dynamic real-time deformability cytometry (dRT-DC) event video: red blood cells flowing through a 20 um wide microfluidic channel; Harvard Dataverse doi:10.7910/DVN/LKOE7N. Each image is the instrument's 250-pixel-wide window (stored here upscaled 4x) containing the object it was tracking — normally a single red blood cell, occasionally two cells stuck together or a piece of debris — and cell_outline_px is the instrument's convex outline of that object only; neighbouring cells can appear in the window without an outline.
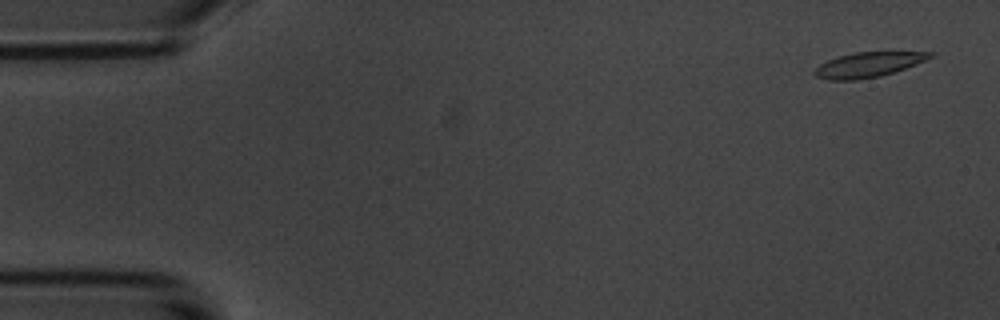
{"species": "common noctule bat (a hibernating species)", "species_latin": "Nyctalus noctula", "temperature_condition": "room temperature", "stored_images_in_passage": 55, "camera_frame_rate_fps": 3000, "um_per_image_px": 0.085, "animal": {"sex": "male", "body_mass_g": 20.1, "forearm_length_mm": 53.5}, "frame": {"image": 1, "passage_image": 1, "time_ms": 0.0, "image_size_px": [1000, 320], "cell_outline_px": [[936, 56], [916, 64], [880, 76], [856, 80], [828, 80], [816, 76], [812, 72], [820, 64], [836, 56], [856, 52], [936, 52]], "centroid_in_image_um": [73.8, 5.49], "position_along_channel_um": 11.2, "area_um2": 16.76}}
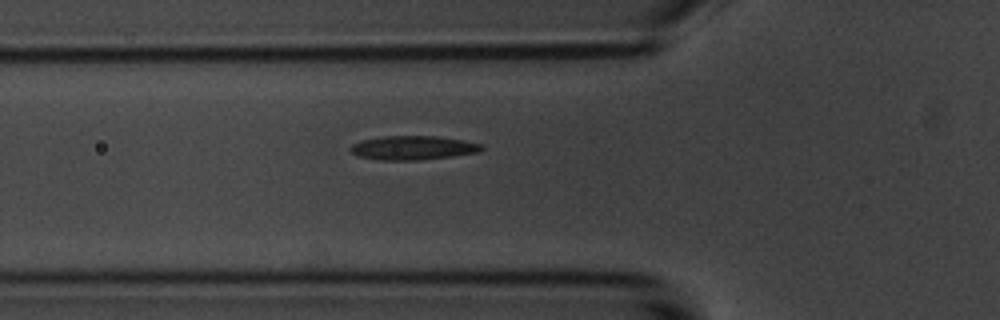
{"frame": {"image": 2, "passage_image": 18, "time_ms": 5.667, "image_size_px": [1000, 320], "cell_outline_px": [[484, 148], [480, 152], [452, 156], [420, 160], [380, 160], [356, 156], [348, 148], [352, 144], [360, 140], [384, 136], [436, 136], [464, 140], [484, 144]], "centroid_in_image_um": [35.11, 12.56], "position_along_channel_um": 90.7, "area_um2": 18.55}}
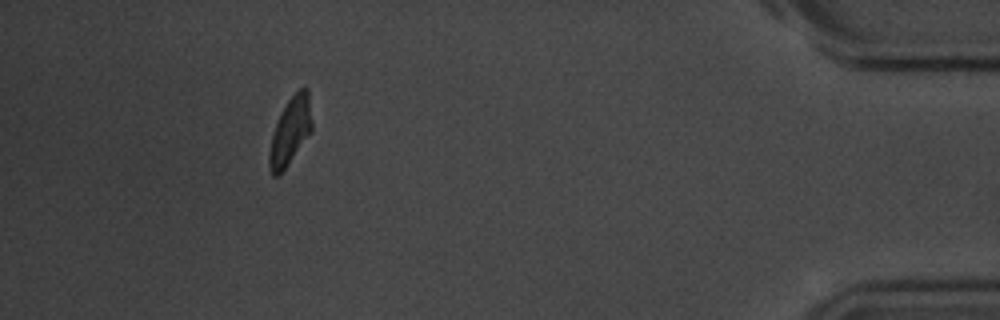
{"frame": {"image": 3, "passage_image": 50, "time_ms": 16.333, "image_size_px": [1000, 320], "cell_outline_px": [[312, 132], [280, 176], [272, 176], [268, 168], [268, 156], [272, 136], [276, 124], [288, 100], [304, 84], [308, 88], [312, 120]], "centroid_in_image_um": [24.69, 11.19], "position_along_channel_um": 410.5, "area_um2": 16.94}, "authors_computed_cell_mechanics": {"area_um2": 17.8602, "velocity_mm_per_s": 3.5399, "shape_relaxation_time_tau1_ms": 3.1692, "shape_relaxation_time_tau2_ms": 2.6158, "deformation_change_tau1": 0.111, "deformation_change_tau2": 0.1004}}